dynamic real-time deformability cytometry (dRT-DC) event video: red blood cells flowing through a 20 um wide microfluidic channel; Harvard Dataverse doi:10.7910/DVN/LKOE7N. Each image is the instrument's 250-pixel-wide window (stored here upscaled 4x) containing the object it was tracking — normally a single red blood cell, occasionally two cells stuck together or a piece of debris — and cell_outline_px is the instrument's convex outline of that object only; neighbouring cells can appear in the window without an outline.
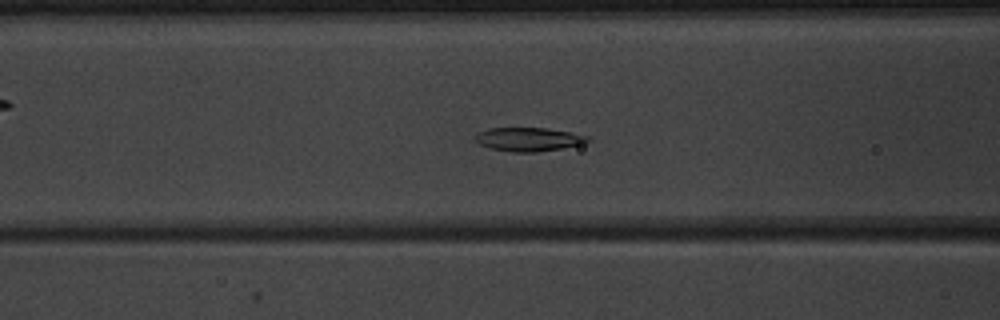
{"species": "common noctule bat (a hibernating species)", "species_latin": "Nyctalus noctula", "temperature_condition": "warm", "stored_images_in_passage": 45, "camera_frame_rate_fps": 3000, "um_per_image_px": 0.085, "animal": {"sex": "male", "body_mass_g": 20.1, "forearm_length_mm": 53.5}, "frame": {"image": 1, "passage_image": 15, "time_ms": 4.667, "image_size_px": [1000, 320], "cell_outline_px": [[592, 140], [580, 144], [560, 148], [536, 152], [512, 152], [488, 148], [480, 144], [472, 136], [476, 132], [488, 128], [544, 128], [592, 136]], "centroid_in_image_um": [44.89, 11.84], "position_along_channel_um": 121.7, "area_um2": 15.61}}
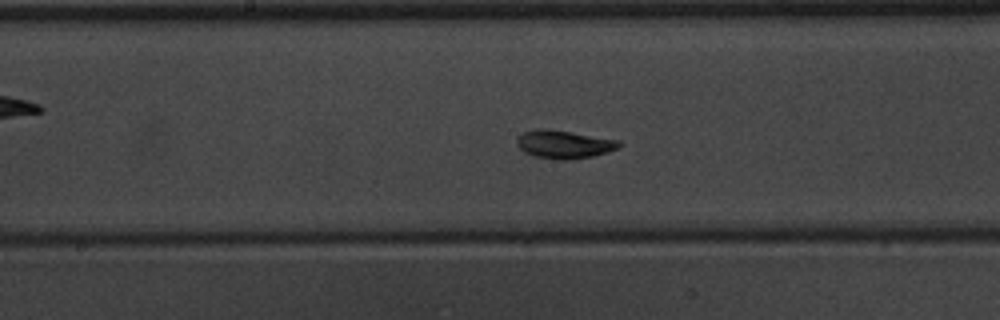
{"frame": {"image": 2, "passage_image": 21, "time_ms": 6.667, "image_size_px": [1000, 320], "cell_outline_px": [[620, 148], [608, 152], [592, 156], [572, 160], [560, 160], [532, 156], [524, 152], [516, 144], [516, 140], [524, 132], [536, 128], [548, 128], [620, 140]], "centroid_in_image_um": [47.94, 12.27], "position_along_channel_um": 200.3, "area_um2": 16.99}}
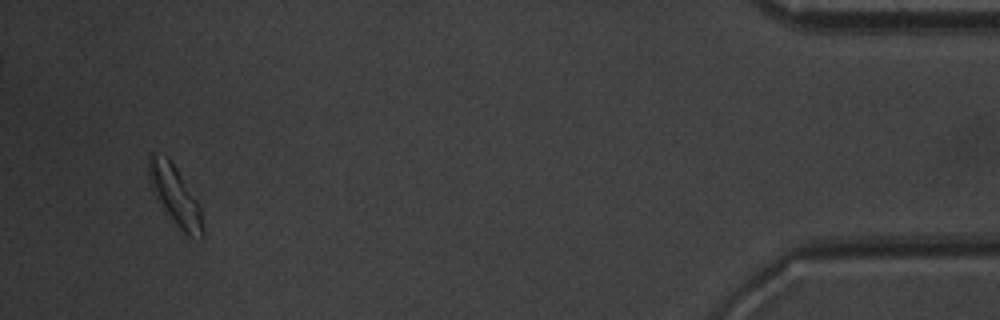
{"frame": {"image": 3, "passage_image": 43, "time_ms": 14.0, "image_size_px": [1000, 320], "cell_outline_px": [[204, 236], [200, 240], [192, 240], [172, 220], [160, 200], [148, 176], [148, 156], [152, 152], [168, 156], [176, 168], [196, 200], [200, 208], [204, 228]], "centroid_in_image_um": [14.93, 16.64], "position_along_channel_um": 420.3, "area_um2": 18.09}, "authors_computed_cell_mechanics": {"area_um2": 16.0684, "velocity_mm_per_s": 3.9311, "shape_relaxation_time_tau1_ms": 2.8597, "shape_relaxation_time_tau2_ms": 1.9252, "deformation_change_tau1": 0.1236, "deformation_change_tau2": 0.0491}}